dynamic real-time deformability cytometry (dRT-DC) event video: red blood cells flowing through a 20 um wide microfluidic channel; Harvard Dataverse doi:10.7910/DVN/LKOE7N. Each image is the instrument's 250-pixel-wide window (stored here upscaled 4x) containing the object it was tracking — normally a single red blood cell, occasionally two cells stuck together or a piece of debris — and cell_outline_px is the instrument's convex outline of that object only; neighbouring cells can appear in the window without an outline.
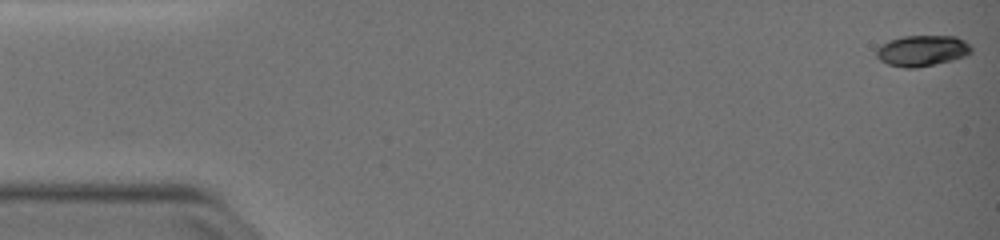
{"species": "common noctule bat (a hibernating species)", "species_latin": "Nyctalus noctula", "temperature_condition": "warm", "stored_images_in_passage": 52, "camera_frame_rate_fps": 3000, "um_per_image_px": 0.085, "animal": {"sex": "female", "body_mass_g": 19.0, "forearm_length_mm": 51.5}, "frame": {"image": 1, "passage_image": 1, "time_ms": 0.0, "image_size_px": [1000, 240], "cell_outline_px": [[972, 52], [964, 56], [952, 60], [916, 68], [904, 68], [888, 64], [880, 60], [876, 56], [876, 48], [880, 44], [888, 40], [904, 36], [956, 36], [964, 40], [972, 48]], "centroid_in_image_um": [78.35, 4.3], "position_along_channel_um": 6.6, "area_um2": 17.17}}
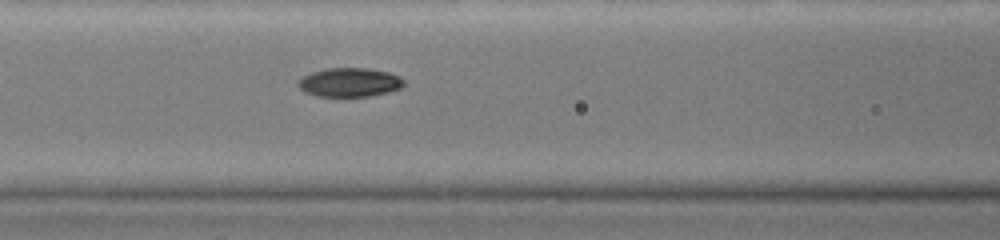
{"frame": {"image": 2, "passage_image": 23, "time_ms": 7.333, "image_size_px": [1000, 240], "cell_outline_px": [[404, 84], [400, 88], [388, 92], [372, 96], [316, 96], [304, 92], [296, 84], [300, 76], [312, 72], [328, 68], [368, 68], [388, 72], [400, 76], [404, 80]], "centroid_in_image_um": [29.69, 7.0], "position_along_channel_um": 136.9, "area_um2": 17.98}}
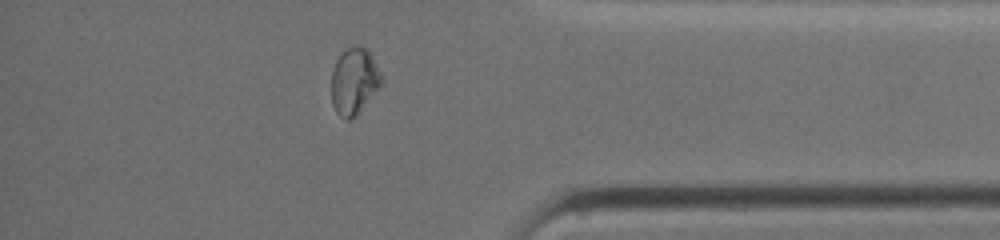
{"frame": {"image": 3, "passage_image": 45, "time_ms": 14.667, "image_size_px": [1000, 240], "cell_outline_px": [[384, 84], [348, 120], [344, 120], [336, 112], [332, 104], [332, 68], [336, 60], [344, 48], [352, 44], [360, 44], [368, 48], [380, 72]], "centroid_in_image_um": [30.1, 6.81], "position_along_channel_um": 405.1, "area_um2": 19.54}, "authors_computed_cell_mechanics": {"area_um2": 17.6868, "velocity_mm_per_s": 3.7878, "shape_relaxation_time_tau1_ms": 8.6406, "shape_relaxation_time_tau2_ms": 2.0363, "deformation_change_tau1": 0.2653, "deformation_change_tau2": 0.0283}}